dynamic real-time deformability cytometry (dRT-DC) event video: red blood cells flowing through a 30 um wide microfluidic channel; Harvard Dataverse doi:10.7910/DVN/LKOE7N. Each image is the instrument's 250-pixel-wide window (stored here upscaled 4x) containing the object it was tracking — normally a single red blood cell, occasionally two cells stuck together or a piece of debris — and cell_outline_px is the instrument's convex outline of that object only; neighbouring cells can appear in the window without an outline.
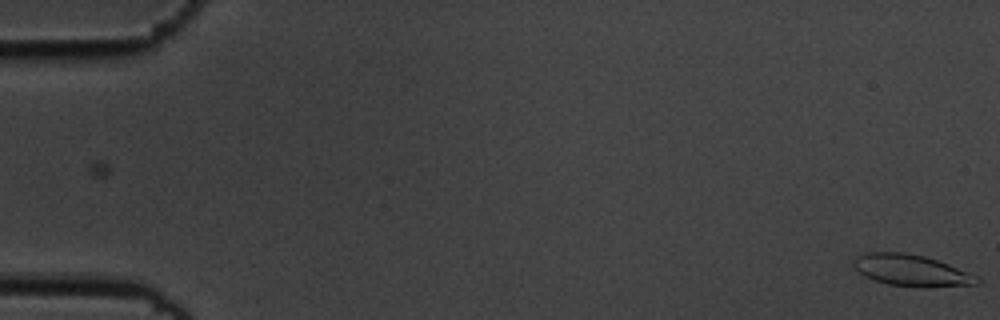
{"species": "common noctule bat (a hibernating species)", "species_latin": "Nyctalus noctula", "temperature_condition": "cold", "stored_images_in_passage": 8, "camera_frame_rate_fps": 3000, "um_per_image_px": 0.085, "animal": {"sex": "male", "body_mass_g": 19.5, "forearm_length_mm": 54.6}, "frame": {"image": 1, "passage_image": 8, "time_ms": 2.333, "image_size_px": [1000, 320], "cell_outline_px": [[980, 284], [888, 284], [864, 276], [852, 268], [852, 260], [856, 256], [868, 252], [904, 252], [924, 256], [948, 264], [976, 276], [980, 280]], "centroid_in_image_um": [77.31, 22.91], "position_along_channel_um": 7.7, "area_um2": 21.44}}